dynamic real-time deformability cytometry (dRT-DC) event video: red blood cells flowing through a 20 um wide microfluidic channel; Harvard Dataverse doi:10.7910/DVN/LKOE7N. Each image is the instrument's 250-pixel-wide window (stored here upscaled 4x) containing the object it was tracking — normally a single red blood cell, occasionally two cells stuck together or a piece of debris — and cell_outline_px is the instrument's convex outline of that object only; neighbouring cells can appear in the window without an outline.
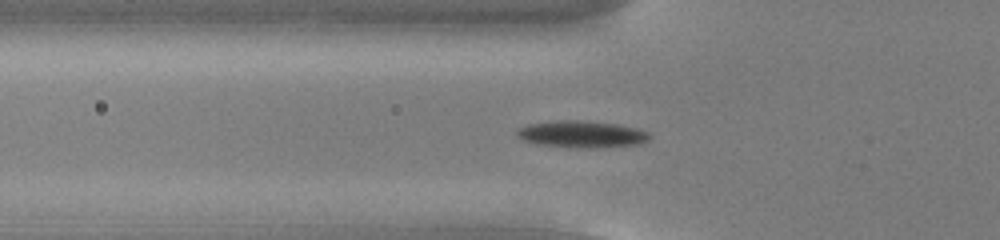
{"species": "common noctule bat (a hibernating species)", "species_latin": "Nyctalus noctula", "temperature_condition": "cold", "stored_images_in_passage": 54, "camera_frame_rate_fps": 3000, "um_per_image_px": 0.085, "animal": {"sex": "male", "body_mass_g": 13.0, "forearm_length_mm": 53.1}, "frame": {"image": 1, "passage_image": 19, "time_ms": 6.0, "image_size_px": [1000, 240], "cell_outline_px": [[652, 136], [648, 140], [640, 144], [596, 148], [588, 148], [536, 144], [524, 140], [516, 136], [516, 128], [528, 124], [556, 120], [576, 120], [616, 124], [636, 128], [648, 132]], "centroid_in_image_um": [49.43, 11.4], "position_along_channel_um": 76.4, "area_um2": 20.75}}
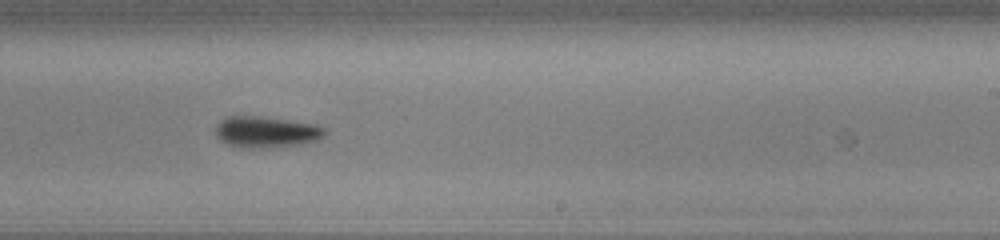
{"frame": {"image": 2, "passage_image": 34, "time_ms": 11.0, "image_size_px": [1000, 240], "cell_outline_px": [[324, 136], [316, 140], [300, 144], [260, 148], [240, 148], [228, 144], [220, 140], [216, 136], [216, 124], [220, 120], [228, 116], [260, 116], [316, 124], [324, 128]], "centroid_in_image_um": [22.58, 11.21], "position_along_channel_um": 266.4, "area_um2": 19.83}}
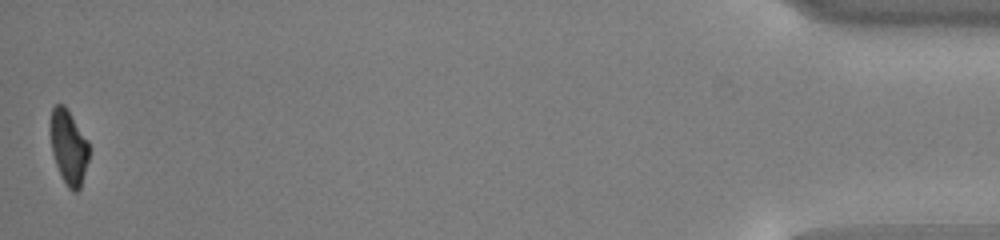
{"frame": {"image": 3, "passage_image": 54, "time_ms": 17.667, "image_size_px": [1000, 240], "cell_outline_px": [[88, 160], [80, 188], [76, 192], [72, 192], [68, 188], [56, 164], [52, 152], [48, 124], [52, 108], [56, 104], [64, 104], [88, 140]], "centroid_in_image_um": [5.8, 12.46], "position_along_channel_um": 429.4, "area_um2": 16.82}, "authors_computed_cell_mechanics": {"area_um2": 18.6983, "velocity_mm_per_s": 3.8045, "shape_relaxation_time_tau1_ms": 2.6629, "shape_relaxation_time_tau2_ms": null, "deformation_change_tau1": 0.1214, "deformation_change_tau2": null}}